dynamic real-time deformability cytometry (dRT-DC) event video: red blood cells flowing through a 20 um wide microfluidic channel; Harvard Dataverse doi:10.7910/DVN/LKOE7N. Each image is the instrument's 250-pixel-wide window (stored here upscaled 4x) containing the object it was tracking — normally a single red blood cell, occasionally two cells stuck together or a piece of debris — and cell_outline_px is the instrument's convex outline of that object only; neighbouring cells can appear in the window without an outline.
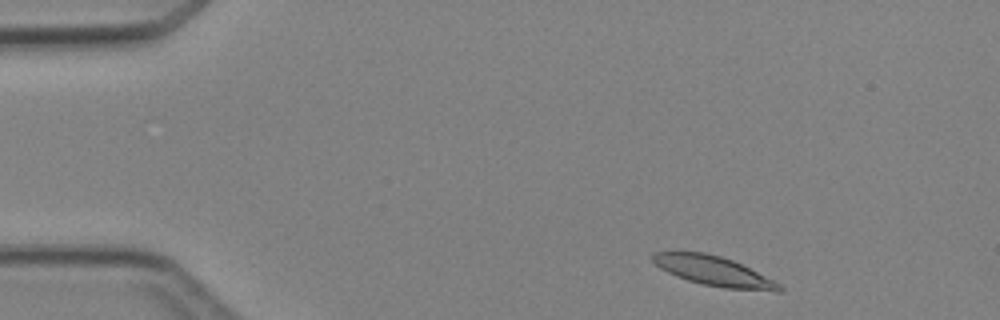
{"species": "Egyptian fruit bat (a non-hibernating species)", "species_latin": "Rousettus aegyptiacus", "temperature_condition": "cold", "stored_images_in_passage": 3, "camera_frame_rate_fps": 3000, "um_per_image_px": 0.085, "animal": {"sex": "female"}, "frame": {"image": 1, "passage_image": 1, "time_ms": 0.0, "image_size_px": [1000, 320], "cell_outline_px": [[784, 288], [780, 292], [776, 292], [724, 288], [704, 284], [688, 280], [676, 276], [660, 268], [652, 260], [652, 252], [704, 252], [720, 256], [732, 260], [780, 284]], "centroid_in_image_um": [60.66, 23.05], "position_along_channel_um": 24.3, "area_um2": 21.5}}